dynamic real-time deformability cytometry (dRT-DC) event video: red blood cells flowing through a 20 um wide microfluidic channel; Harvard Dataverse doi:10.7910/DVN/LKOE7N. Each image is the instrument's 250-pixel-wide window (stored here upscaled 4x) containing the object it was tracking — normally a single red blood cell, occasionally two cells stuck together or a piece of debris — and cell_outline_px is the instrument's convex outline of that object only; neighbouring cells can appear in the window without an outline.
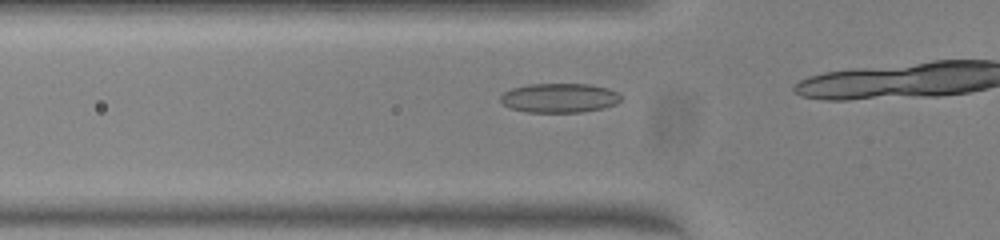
{"species": "common noctule bat (a hibernating species)", "species_latin": "Nyctalus noctula", "temperature_condition": "warm", "stored_images_in_passage": 15, "camera_frame_rate_fps": 3000, "um_per_image_px": 0.085, "animal": {"sex": "female", "body_mass_g": 23.0, "forearm_length_mm": 53.4}, "frame": {"image": 1, "passage_image": 13, "time_ms": 4.0, "image_size_px": [1000, 240], "cell_outline_px": [[620, 100], [616, 104], [604, 108], [580, 112], [528, 112], [512, 108], [504, 104], [500, 100], [500, 96], [504, 92], [512, 88], [528, 84], [588, 84], [608, 88], [616, 92], [620, 96]], "centroid_in_image_um": [47.55, 8.32], "position_along_channel_um": 78.3, "area_um2": 20.46}}